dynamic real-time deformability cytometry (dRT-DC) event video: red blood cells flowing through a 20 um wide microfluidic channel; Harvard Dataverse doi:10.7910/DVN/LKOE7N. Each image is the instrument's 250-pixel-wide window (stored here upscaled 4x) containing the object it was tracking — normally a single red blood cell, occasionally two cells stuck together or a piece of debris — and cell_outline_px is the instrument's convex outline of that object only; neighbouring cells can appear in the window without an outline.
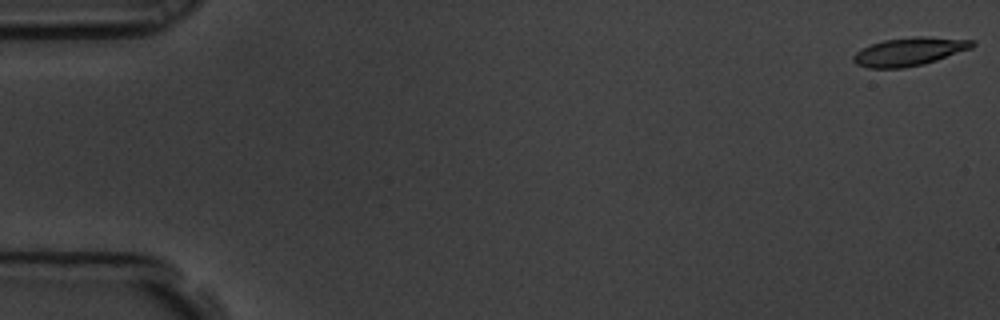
{"species": "common noctule bat (a hibernating species)", "species_latin": "Nyctalus noctula", "temperature_condition": "room temperature", "stored_images_in_passage": 8, "camera_frame_rate_fps": 3000, "um_per_image_px": 0.085, "animal": {"sex": "male", "body_mass_g": 19.5, "forearm_length_mm": 54.6}, "frame": {"image": 1, "passage_image": 1, "time_ms": 0.0, "image_size_px": [1000, 320], "cell_outline_px": [[976, 44], [972, 48], [924, 64], [904, 68], [868, 68], [856, 64], [852, 60], [852, 56], [856, 52], [872, 44], [884, 40], [916, 36], [920, 36], [976, 40]], "centroid_in_image_um": [77.31, 4.39], "position_along_channel_um": 7.7, "area_um2": 19.54}}
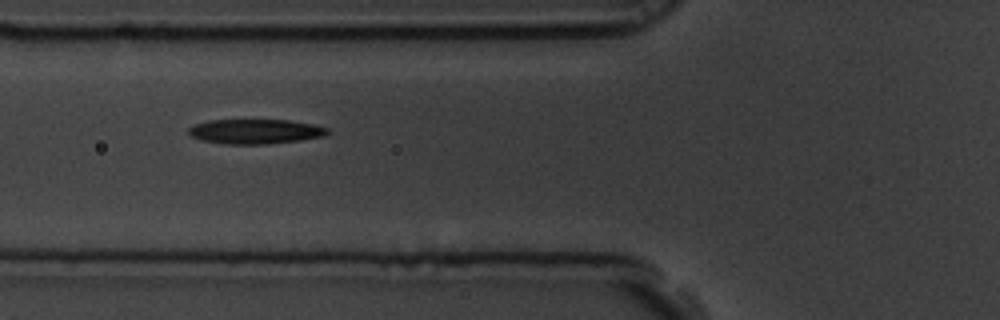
{"frame": {"image": 2, "passage_image": 7, "time_ms": 2.0, "image_size_px": [1000, 320], "cell_outline_px": [[328, 132], [324, 136], [300, 140], [268, 144], [224, 144], [200, 140], [192, 136], [188, 132], [188, 128], [196, 124], [208, 120], [288, 120], [312, 124], [328, 128]], "centroid_in_image_um": [21.68, 11.18], "position_along_channel_um": 104.1, "area_um2": 19.94}}
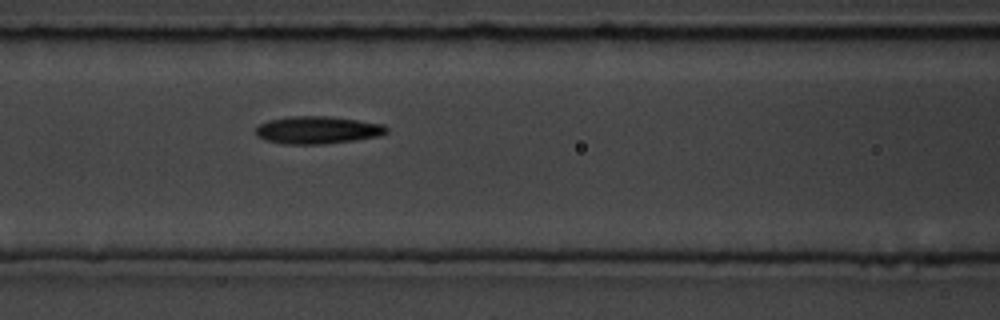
{"frame": {"image": 3, "passage_image": 8, "time_ms": 2.333, "image_size_px": [1000, 320], "cell_outline_px": [[388, 132], [380, 136], [324, 144], [284, 144], [264, 140], [256, 136], [256, 128], [260, 124], [268, 120], [288, 116], [328, 116], [384, 124], [388, 128]], "centroid_in_image_um": [26.97, 11.05], "position_along_channel_um": 139.6, "area_um2": 21.04}}